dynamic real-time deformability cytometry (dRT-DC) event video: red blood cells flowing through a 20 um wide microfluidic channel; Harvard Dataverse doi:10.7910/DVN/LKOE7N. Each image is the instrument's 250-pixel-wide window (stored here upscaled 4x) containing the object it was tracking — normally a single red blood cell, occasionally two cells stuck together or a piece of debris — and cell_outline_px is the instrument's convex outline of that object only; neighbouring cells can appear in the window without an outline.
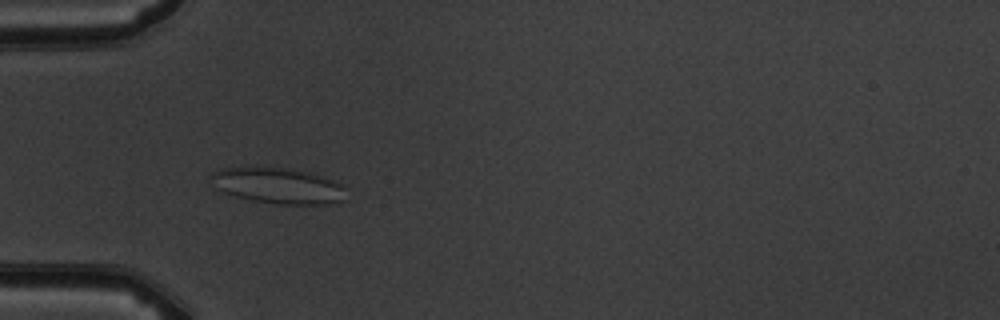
{"species": "common noctule bat (a hibernating species)", "species_latin": "Nyctalus noctula", "temperature_condition": "warm", "stored_images_in_passage": 10, "camera_frame_rate_fps": 3000, "um_per_image_px": 0.085, "animal": {"sex": "male", "body_mass_g": 19.5, "forearm_length_mm": 54.6}, "frame": {"image": 1, "passage_image": 6, "time_ms": 5.667, "image_size_px": [1000, 320], "cell_outline_px": [[348, 200], [324, 204], [276, 204], [252, 200], [236, 196], [224, 192], [216, 188], [208, 176], [212, 172], [224, 168], [284, 168], [308, 172], [332, 180], [340, 184], [344, 188]], "centroid_in_image_um": [23.64, 15.8], "position_along_channel_um": 61.4, "area_um2": 27.92}}
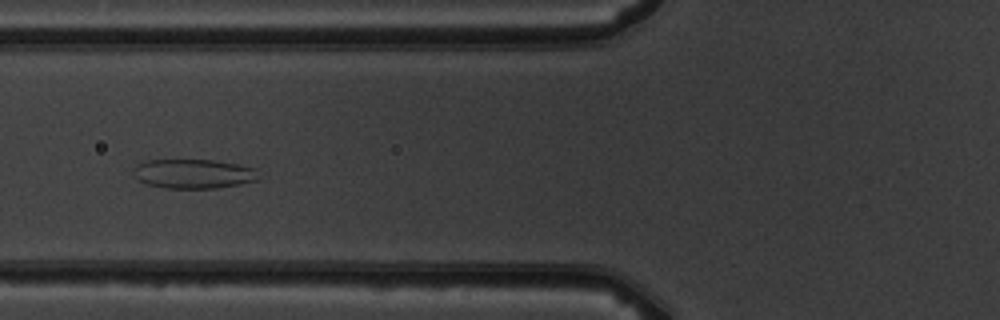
{"frame": {"image": 2, "passage_image": 7, "time_ms": 7.0, "image_size_px": [1000, 320], "cell_outline_px": [[260, 180], [240, 184], [216, 188], [164, 188], [148, 184], [140, 180], [132, 172], [132, 168], [136, 164], [148, 160], [212, 160], [240, 164], [256, 168]], "centroid_in_image_um": [16.48, 14.76], "position_along_channel_um": 109.3, "area_um2": 21.56}}
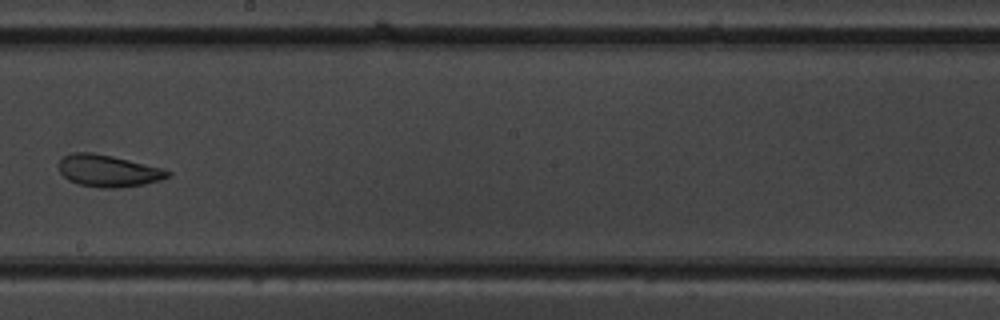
{"frame": {"image": 3, "passage_image": 10, "time_ms": 10.333, "image_size_px": [1000, 320], "cell_outline_px": [[172, 172], [168, 176], [160, 180], [144, 184], [116, 188], [100, 188], [80, 184], [68, 180], [60, 172], [60, 160], [64, 156], [72, 152], [92, 152], [112, 156], [164, 168]], "centroid_in_image_um": [9.21, 14.52], "position_along_channel_um": 239.0, "area_um2": 20.17}}